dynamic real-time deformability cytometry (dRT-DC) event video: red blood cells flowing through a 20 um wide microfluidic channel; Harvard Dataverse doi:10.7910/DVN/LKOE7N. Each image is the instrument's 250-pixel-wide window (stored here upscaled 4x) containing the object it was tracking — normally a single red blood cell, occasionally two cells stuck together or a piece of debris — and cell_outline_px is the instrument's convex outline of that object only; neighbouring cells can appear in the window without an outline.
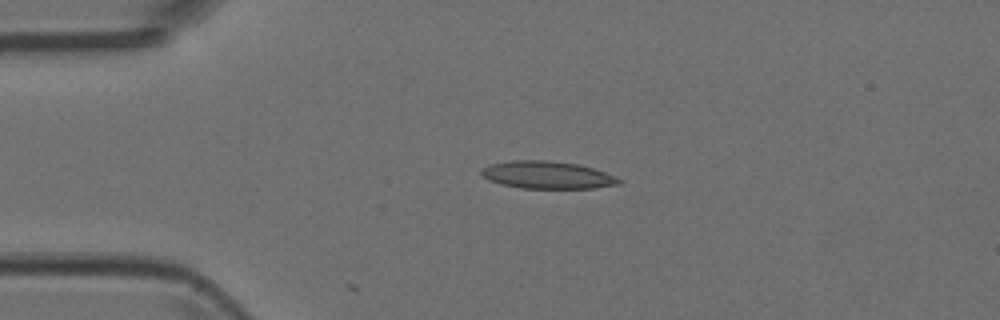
{"species": "Egyptian fruit bat (a non-hibernating species)", "species_latin": "Rousettus aegyptiacus", "temperature_condition": "room temperature", "stored_images_in_passage": 4, "camera_frame_rate_fps": 3000, "um_per_image_px": 0.085, "animal": {"sex": "female"}, "frame": {"image": 1, "passage_image": 3, "time_ms": 0.667, "image_size_px": [1000, 320], "cell_outline_px": [[624, 180], [620, 184], [592, 188], [520, 188], [500, 184], [488, 180], [480, 172], [488, 164], [512, 160], [544, 160], [580, 164], [616, 176]], "centroid_in_image_um": [46.53, 14.87], "position_along_channel_um": 38.5, "area_um2": 22.08}}